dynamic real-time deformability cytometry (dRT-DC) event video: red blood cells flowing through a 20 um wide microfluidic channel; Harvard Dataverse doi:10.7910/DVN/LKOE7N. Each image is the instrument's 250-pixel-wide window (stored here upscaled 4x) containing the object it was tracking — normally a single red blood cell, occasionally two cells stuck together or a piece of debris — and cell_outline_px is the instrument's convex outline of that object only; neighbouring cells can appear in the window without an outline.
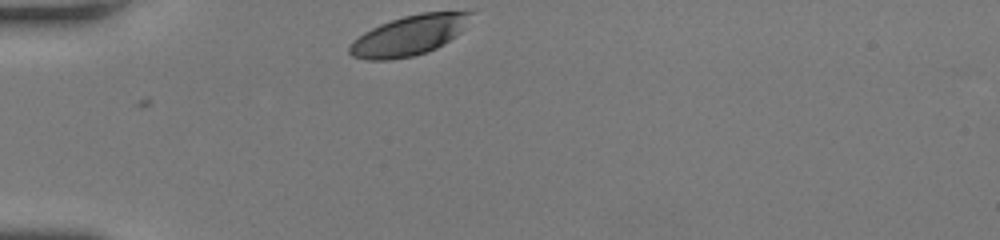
{"species": "human", "species_latin": "Homo sapiens", "temperature_condition": "room temperature", "stored_images_in_passage": 28, "camera_frame_rate_fps": 3000, "um_per_image_px": 0.085, "donor": {"sex": "female"}, "frame": {"image": 1, "passage_image": 1, "time_ms": 0.0, "image_size_px": [1000, 240], "cell_outline_px": [[472, 12], [460, 32], [456, 36], [444, 44], [428, 52], [412, 56], [388, 60], [364, 60], [352, 56], [348, 52], [348, 48], [352, 40], [364, 32], [380, 24], [404, 16], [420, 12]], "centroid_in_image_um": [34.69, 3.04], "position_along_channel_um": 50.3, "area_um2": 27.98}}
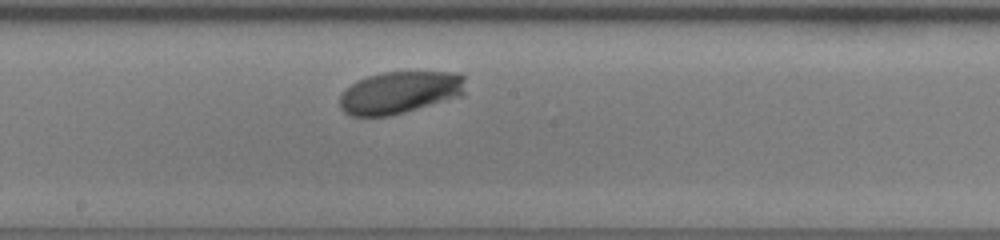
{"frame": {"image": 2, "passage_image": 15, "time_ms": 4.667, "image_size_px": [1000, 240], "cell_outline_px": [[464, 96], [404, 112], [388, 116], [352, 116], [344, 112], [340, 108], [340, 96], [352, 84], [368, 76], [384, 72], [460, 72], [464, 76]], "centroid_in_image_um": [34.03, 7.86], "position_along_channel_um": 214.2, "area_um2": 30.92}}
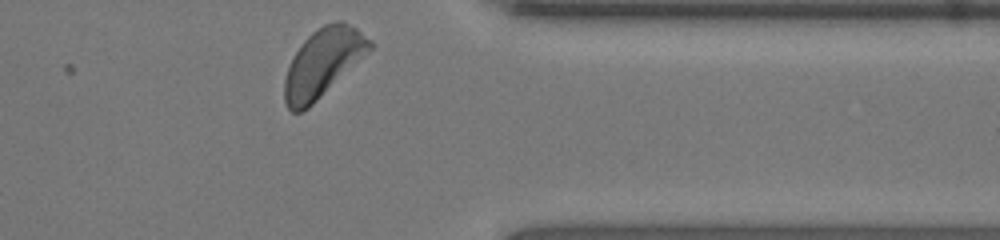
{"frame": {"image": 3, "passage_image": 28, "time_ms": 9.0, "image_size_px": [1000, 240], "cell_outline_px": [[372, 48], [308, 108], [300, 112], [292, 112], [288, 108], [284, 100], [284, 80], [288, 68], [300, 44], [312, 32], [324, 24], [336, 20], [340, 20], [356, 28], [372, 40]], "centroid_in_image_um": [27.43, 5.32], "position_along_channel_um": 384.0, "area_um2": 33.18}, "authors_computed_cell_mechanics": {"area_um2": 30.8074, "velocity_mm_per_s": 4.0617, "shape_relaxation_time_tau1_ms": 1.7456, "shape_relaxation_time_tau2_ms": null, "deformation_change_tau1": 0.1087, "deformation_change_tau2": null}}